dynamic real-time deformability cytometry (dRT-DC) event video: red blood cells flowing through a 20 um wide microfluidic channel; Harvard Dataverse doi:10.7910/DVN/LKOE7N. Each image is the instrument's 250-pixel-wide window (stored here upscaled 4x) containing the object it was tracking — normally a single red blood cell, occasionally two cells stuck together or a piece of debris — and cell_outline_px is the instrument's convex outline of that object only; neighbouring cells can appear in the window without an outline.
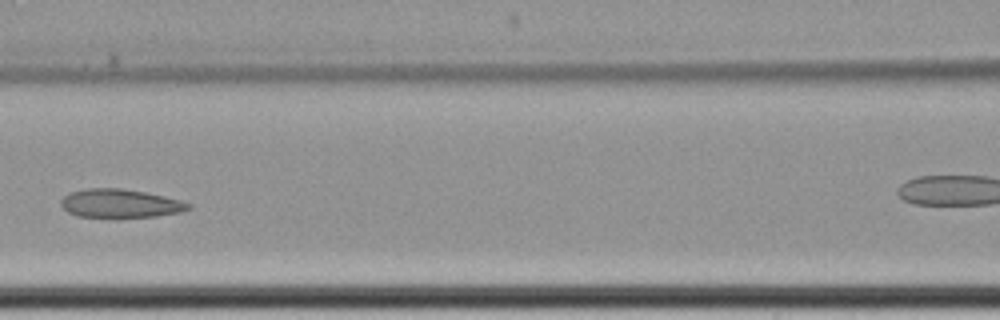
{"species": "common noctule bat (a hibernating species)", "species_latin": "Nyctalus noctula", "temperature_condition": "cold", "stored_images_in_passage": 12, "camera_frame_rate_fps": 3000, "um_per_image_px": 0.085, "animal": {"sex": "female", "body_mass_g": 22.7, "forearm_length_mm": 54.2}, "frame": {"image": 1, "passage_image": 6, "time_ms": 7.0, "image_size_px": [1000, 320], "cell_outline_px": [[192, 208], [180, 212], [156, 216], [76, 216], [68, 212], [60, 204], [60, 200], [68, 192], [88, 188], [120, 188], [144, 192], [164, 196], [180, 200], [192, 204]], "centroid_in_image_um": [10.21, 17.27], "position_along_channel_um": 156.4, "area_um2": 20.92}}
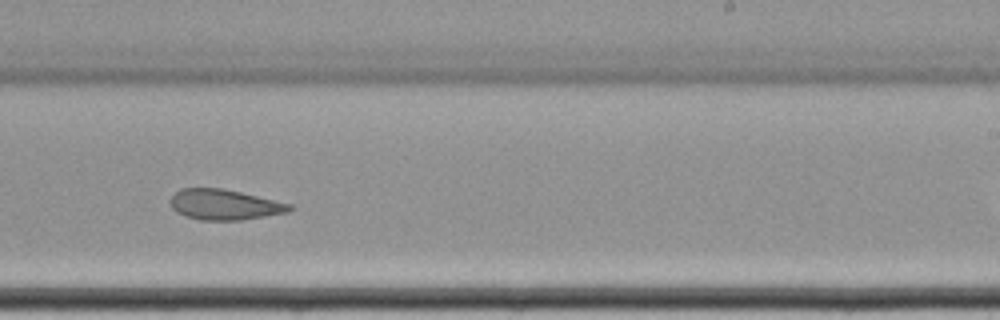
{"frame": {"image": 2, "passage_image": 9, "time_ms": 10.333, "image_size_px": [1000, 320], "cell_outline_px": [[296, 208], [288, 212], [240, 220], [200, 220], [184, 216], [176, 212], [172, 208], [168, 200], [180, 188], [220, 188], [240, 192], [292, 204]], "centroid_in_image_um": [19.06, 17.39], "position_along_channel_um": 269.9, "area_um2": 21.21}}
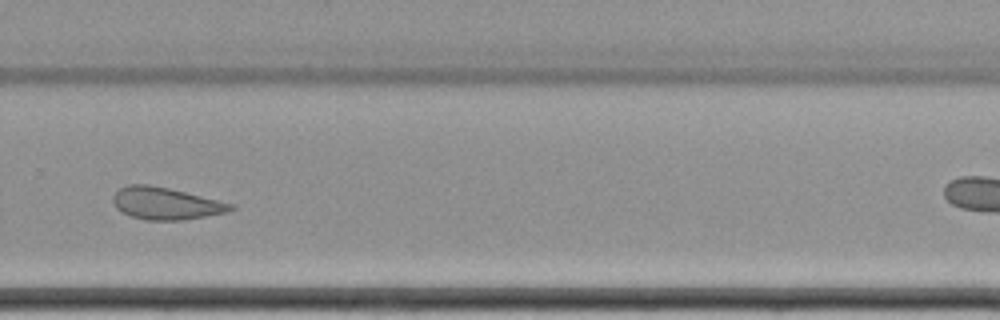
{"frame": {"image": 3, "passage_image": 10, "time_ms": 11.667, "image_size_px": [1000, 320], "cell_outline_px": [[236, 208], [228, 212], [184, 220], [144, 220], [132, 216], [116, 208], [112, 204], [112, 196], [120, 188], [128, 184], [148, 184], [168, 188], [236, 204]], "centroid_in_image_um": [14.11, 17.29], "position_along_channel_um": 315.7, "area_um2": 22.14}}